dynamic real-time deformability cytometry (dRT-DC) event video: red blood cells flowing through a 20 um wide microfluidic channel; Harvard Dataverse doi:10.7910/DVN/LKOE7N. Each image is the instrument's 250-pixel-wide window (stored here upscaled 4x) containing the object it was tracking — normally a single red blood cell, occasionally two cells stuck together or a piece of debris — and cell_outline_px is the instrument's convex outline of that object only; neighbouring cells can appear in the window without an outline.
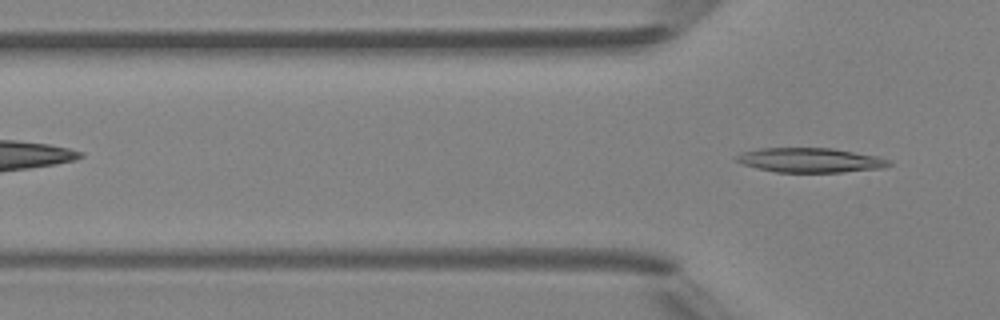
{"species": "Egyptian fruit bat (a non-hibernating species)", "species_latin": "Rousettus aegyptiacus", "temperature_condition": "room temperature", "stored_images_in_passage": 3, "camera_frame_rate_fps": 3000, "um_per_image_px": 0.085, "animal": {"sex": "female"}, "frame": {"image": 1, "passage_image": 3, "time_ms": 2.333, "image_size_px": [1000, 320], "cell_outline_px": [[892, 164], [884, 168], [840, 172], [776, 172], [756, 168], [744, 164], [736, 160], [736, 156], [740, 152], [760, 148], [832, 148], [876, 156], [892, 160]], "centroid_in_image_um": [68.88, 13.61], "position_along_channel_um": 56.9, "area_um2": 21.79}}